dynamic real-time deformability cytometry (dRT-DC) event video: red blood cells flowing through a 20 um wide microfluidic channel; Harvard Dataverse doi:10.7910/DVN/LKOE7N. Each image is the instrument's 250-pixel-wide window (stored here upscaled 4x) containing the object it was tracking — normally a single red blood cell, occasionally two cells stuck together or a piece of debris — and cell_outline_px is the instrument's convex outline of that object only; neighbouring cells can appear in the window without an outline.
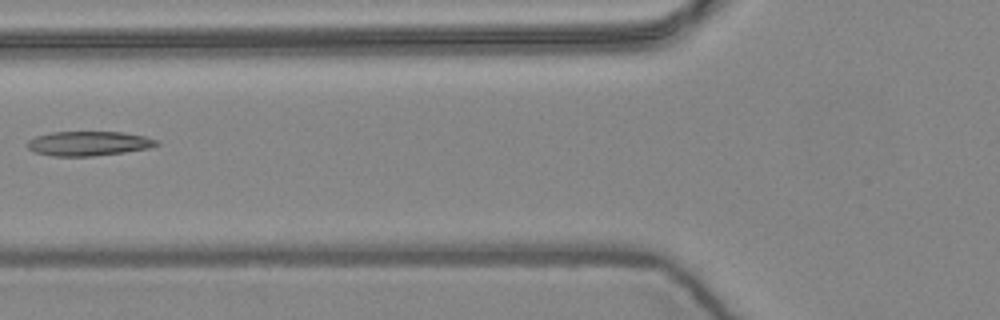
{"species": "common noctule bat (a hibernating species)", "species_latin": "Nyctalus noctula", "temperature_condition": "warm", "stored_images_in_passage": 7, "camera_frame_rate_fps": 3000, "um_per_image_px": 0.085, "animal": {"sex": "female", "body_mass_g": 24.6, "forearm_length_mm": 56.2}, "frame": {"image": 1, "passage_image": 7, "time_ms": 2.0, "image_size_px": [1000, 320], "cell_outline_px": [[160, 144], [148, 148], [124, 152], [92, 156], [52, 156], [36, 152], [28, 148], [24, 144], [28, 140], [36, 136], [52, 132], [124, 132], [144, 136], [156, 140]], "centroid_in_image_um": [7.49, 12.19], "position_along_channel_um": 118.3, "area_um2": 18.38}}